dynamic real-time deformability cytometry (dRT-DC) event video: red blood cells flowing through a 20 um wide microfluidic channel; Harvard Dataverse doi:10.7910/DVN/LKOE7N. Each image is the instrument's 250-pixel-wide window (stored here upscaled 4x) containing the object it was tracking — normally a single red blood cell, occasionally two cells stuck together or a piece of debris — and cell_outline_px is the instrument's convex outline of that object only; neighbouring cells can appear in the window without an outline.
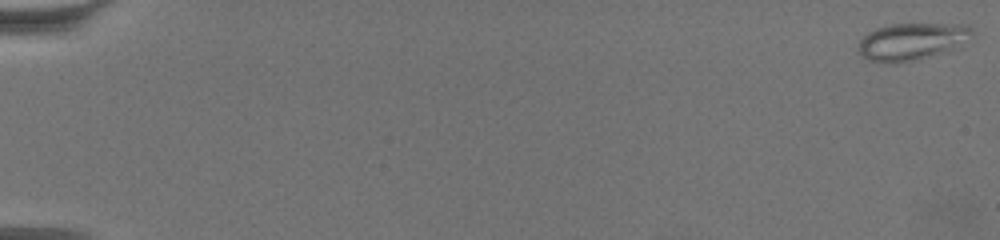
{"species": "common noctule bat (a hibernating species)", "species_latin": "Nyctalus noctula", "temperature_condition": "warm", "stored_images_in_passage": 64, "camera_frame_rate_fps": 3000, "um_per_image_px": 0.085, "animal": {"sex": "female", "body_mass_g": 19.5, "forearm_length_mm": 54.1}, "frame": {"image": 1, "passage_image": 1, "time_ms": 0.0, "image_size_px": [1000, 240], "cell_outline_px": [[972, 32], [932, 52], [912, 60], [896, 64], [888, 64], [868, 60], [856, 48], [860, 40], [868, 32], [876, 28], [892, 24], [968, 24], [972, 28]], "centroid_in_image_um": [77.22, 3.49], "position_along_channel_um": 7.8, "area_um2": 22.72}}
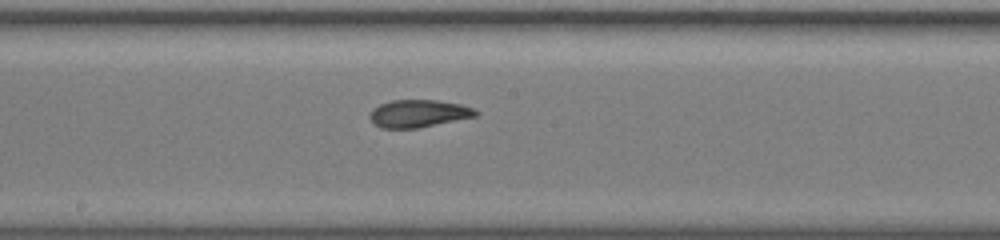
{"frame": {"image": 2, "passage_image": 37, "time_ms": 12.0, "image_size_px": [1000, 240], "cell_outline_px": [[480, 112], [476, 116], [416, 128], [380, 128], [372, 124], [368, 116], [380, 104], [392, 100], [436, 100], [460, 104], [472, 108]], "centroid_in_image_um": [35.55, 9.65], "position_along_channel_um": 212.7, "area_um2": 16.82}}
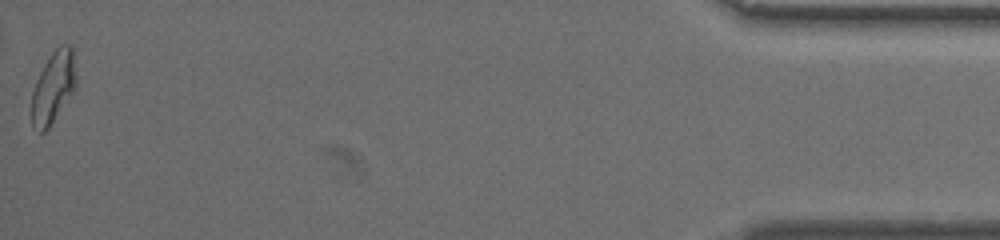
{"frame": {"image": 3, "passage_image": 64, "time_ms": 21.0, "image_size_px": [1000, 240], "cell_outline_px": [[76, 84], [72, 92], [48, 128], [44, 132], [40, 132], [32, 128], [32, 92], [36, 80], [40, 72], [52, 52], [60, 44], [68, 44], [72, 48], [76, 76]], "centroid_in_image_um": [4.51, 7.41], "position_along_channel_um": 430.7, "area_um2": 18.21}, "authors_computed_cell_mechanics": {"area_um2": 18.1492, "velocity_mm_per_s": 3.3773, "shape_relaxation_time_tau1_ms": 10.156, "shape_relaxation_time_tau2_ms": 1.7404, "deformation_change_tau1": 0.2331, "deformation_change_tau2": 0.0868}}